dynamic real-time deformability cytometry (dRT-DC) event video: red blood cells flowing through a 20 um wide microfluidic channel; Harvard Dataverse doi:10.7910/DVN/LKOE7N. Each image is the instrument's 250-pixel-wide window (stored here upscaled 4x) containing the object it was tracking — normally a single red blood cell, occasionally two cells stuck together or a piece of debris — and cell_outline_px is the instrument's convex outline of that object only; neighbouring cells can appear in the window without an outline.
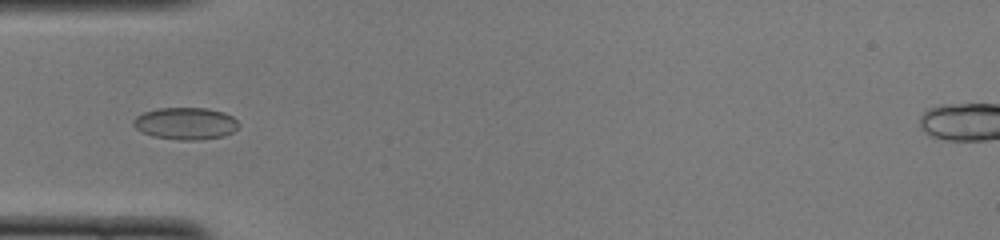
{"species": "common noctule bat (a hibernating species)", "species_latin": "Nyctalus noctula", "temperature_condition": "cold", "stored_images_in_passage": 50, "camera_frame_rate_fps": 3000, "um_per_image_px": 0.085, "animal": {"sex": "female", "body_mass_g": 22.0, "forearm_length_mm": 56.7}, "frame": {"image": 1, "passage_image": 16, "time_ms": 5.0, "image_size_px": [1000, 240], "cell_outline_px": [[240, 124], [232, 132], [224, 136], [200, 140], [180, 140], [152, 136], [140, 132], [132, 124], [132, 120], [136, 116], [144, 112], [156, 108], [208, 108], [224, 112], [232, 116]], "centroid_in_image_um": [15.75, 10.49], "position_along_channel_um": 69.2, "area_um2": 19.88}}
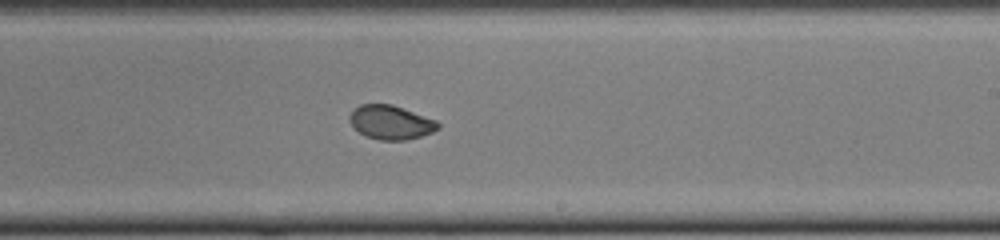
{"frame": {"image": 2, "passage_image": 30, "time_ms": 9.667, "image_size_px": [1000, 240], "cell_outline_px": [[440, 128], [432, 132], [408, 140], [380, 140], [364, 136], [348, 120], [348, 116], [360, 104], [392, 104], [436, 120], [440, 124]], "centroid_in_image_um": [33.22, 10.4], "position_along_channel_um": 255.8, "area_um2": 17.46}}
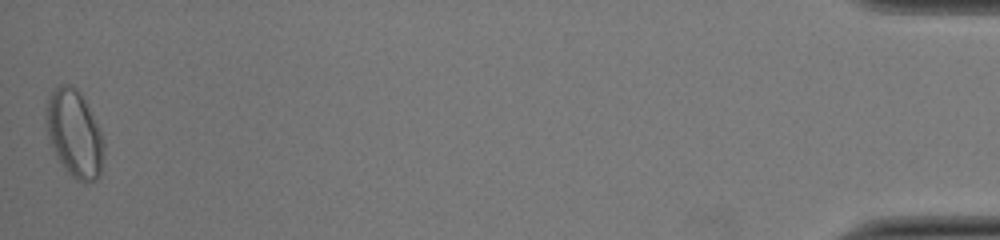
{"frame": {"image": 3, "passage_image": 50, "time_ms": 16.333, "image_size_px": [1000, 240], "cell_outline_px": [[104, 148], [100, 172], [96, 180], [84, 184], [76, 180], [64, 168], [48, 136], [44, 116], [48, 96], [60, 84], [68, 84], [76, 88], [80, 92], [100, 132], [104, 144]], "centroid_in_image_um": [6.3, 11.36], "position_along_channel_um": 428.9, "area_um2": 28.84}, "authors_computed_cell_mechanics": {"area_um2": 18.4382, "velocity_mm_per_s": 4.0041, "shape_relaxation_time_tau1_ms": 6.0283, "shape_relaxation_time_tau2_ms": 0.8896, "deformation_change_tau1": 0.1489, "deformation_change_tau2": 0.0411}}